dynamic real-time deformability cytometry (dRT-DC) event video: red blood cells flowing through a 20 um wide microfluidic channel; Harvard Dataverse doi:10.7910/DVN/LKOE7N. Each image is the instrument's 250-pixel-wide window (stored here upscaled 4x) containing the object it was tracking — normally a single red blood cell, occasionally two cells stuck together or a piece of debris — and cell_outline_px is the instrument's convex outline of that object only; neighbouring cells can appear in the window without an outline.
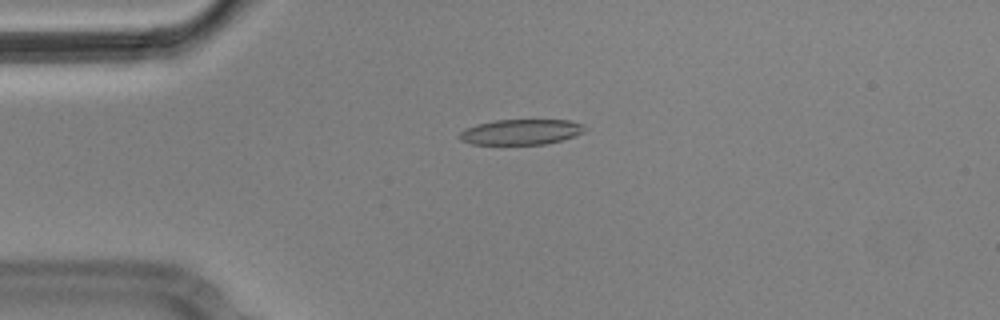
{"species": "Egyptian fruit bat (a non-hibernating species)", "species_latin": "Rousettus aegyptiacus", "temperature_condition": "cold", "stored_images_in_passage": 8, "camera_frame_rate_fps": 3000, "um_per_image_px": 0.085, "animal": {"sex": "male"}, "frame": {"image": 1, "passage_image": 5, "time_ms": 1.333, "image_size_px": [1000, 320], "cell_outline_px": [[588, 128], [584, 132], [560, 140], [544, 144], [472, 144], [460, 140], [460, 132], [464, 128], [476, 124], [496, 120], [568, 120], [584, 124]], "centroid_in_image_um": [44.28, 11.21], "position_along_channel_um": 40.7, "area_um2": 18.5}}
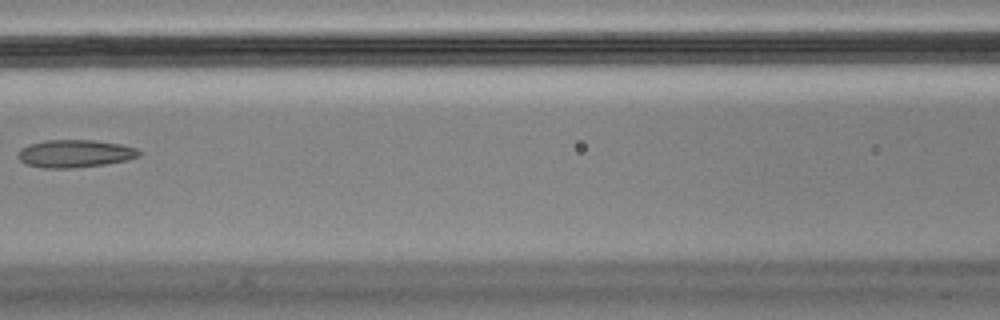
{"frame": {"image": 2, "passage_image": 8, "time_ms": 2.333, "image_size_px": [1000, 320], "cell_outline_px": [[140, 156], [128, 160], [104, 164], [72, 168], [40, 168], [28, 164], [20, 160], [16, 156], [16, 152], [20, 148], [44, 140], [92, 140], [120, 144], [136, 148], [140, 152]], "centroid_in_image_um": [6.34, 13.06], "position_along_channel_um": 160.3, "area_um2": 19.54}}